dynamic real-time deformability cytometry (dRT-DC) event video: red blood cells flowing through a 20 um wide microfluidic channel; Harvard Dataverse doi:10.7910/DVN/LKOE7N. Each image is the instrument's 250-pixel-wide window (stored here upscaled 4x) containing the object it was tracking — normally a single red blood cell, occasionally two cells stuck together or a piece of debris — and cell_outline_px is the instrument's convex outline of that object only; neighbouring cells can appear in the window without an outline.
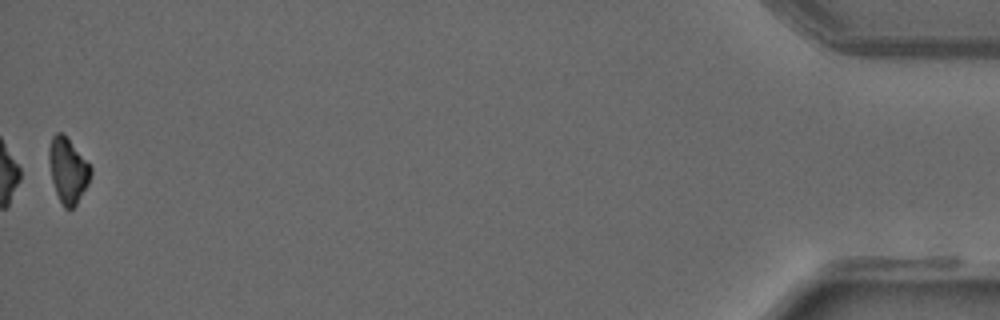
{"species": "common noctule bat (a hibernating species)", "species_latin": "Nyctalus noctula", "temperature_condition": "warm", "stored_images_in_passage": 34, "camera_frame_rate_fps": 3000, "um_per_image_px": 0.085, "animal": {"sex": "male", "forearm_length_mm": 52.5}, "frame": {"image": 1, "passage_image": 34, "time_ms": 11.0, "image_size_px": [1000, 320], "cell_outline_px": [[92, 172], [88, 184], [76, 204], [72, 208], [64, 208], [56, 192], [52, 180], [48, 160], [48, 148], [52, 136], [56, 132], [60, 132], [68, 140], [92, 168]], "centroid_in_image_um": [5.75, 14.49], "position_along_channel_um": 429.4, "area_um2": 15.43}}